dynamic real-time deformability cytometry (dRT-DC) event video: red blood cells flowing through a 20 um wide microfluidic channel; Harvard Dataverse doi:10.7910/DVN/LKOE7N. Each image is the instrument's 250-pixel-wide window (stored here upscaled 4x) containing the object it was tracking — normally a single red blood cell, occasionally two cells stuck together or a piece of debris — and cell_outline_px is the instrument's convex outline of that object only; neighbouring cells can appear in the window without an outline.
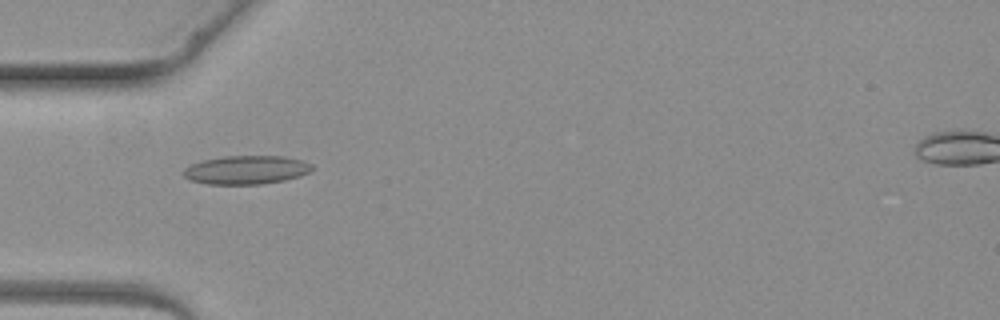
{"species": "common noctule bat (a hibernating species)", "species_latin": "Nyctalus noctula", "temperature_condition": "warm", "stored_images_in_passage": 3, "camera_frame_rate_fps": 3000, "um_per_image_px": 0.085, "animal": {"sex": "female", "body_mass_g": 19.3, "forearm_length_mm": 54.1}, "frame": {"image": 1, "passage_image": 3, "time_ms": 3.333, "image_size_px": [1000, 320], "cell_outline_px": [[312, 168], [308, 172], [300, 176], [284, 180], [260, 184], [208, 184], [188, 180], [184, 176], [184, 168], [192, 164], [204, 160], [224, 156], [284, 156], [304, 160], [312, 164]], "centroid_in_image_um": [20.94, 14.44], "position_along_channel_um": 64.1, "area_um2": 21.39}}